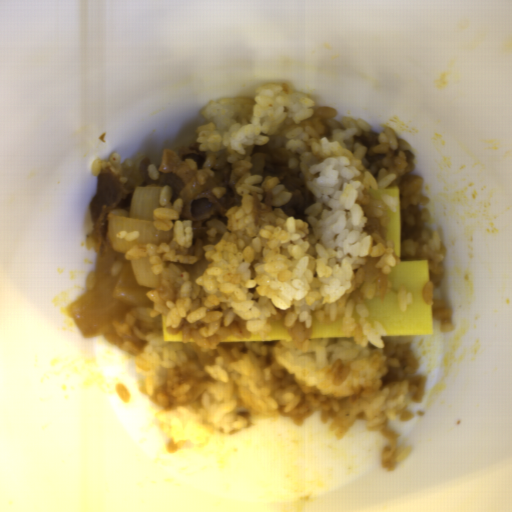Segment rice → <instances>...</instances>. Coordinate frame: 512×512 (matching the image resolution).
I'll return each instance as SVG.
<instances>
[{
  "instance_id": "obj_1",
  "label": "rice",
  "mask_w": 512,
  "mask_h": 512,
  "mask_svg": "<svg viewBox=\"0 0 512 512\" xmlns=\"http://www.w3.org/2000/svg\"><path fill=\"white\" fill-rule=\"evenodd\" d=\"M195 128L204 165L200 184L222 167L240 175L241 206L226 224L208 222L195 244L192 220L172 187L160 188L152 221L172 229L171 245H139L123 259L147 258L159 274L145 296L149 309H133L103 333L106 342L134 357L142 390L157 409L166 451L235 434L259 419L287 418L296 427L315 412L337 440L358 420L387 439L381 467L393 472L411 446L399 444L389 422L413 417L408 405L424 400L427 376L409 336H387L371 326L367 300L384 299L399 259L388 238L397 199L371 191L398 187L414 172L412 144L387 126L368 149L354 135L373 131L362 118L337 121L338 109L317 106L285 84L269 83L255 96L213 100ZM268 144L300 156L315 202L307 219L287 217L280 206L291 193L277 176L249 175L253 146ZM274 195L273 212L253 220L255 190ZM171 201V202H170ZM170 335L162 341L161 315ZM313 319L343 322L345 338H310ZM289 341L267 337L273 322ZM262 341L228 342L229 335Z\"/></svg>"
},
{
  "instance_id": "obj_2",
  "label": "rice",
  "mask_w": 512,
  "mask_h": 512,
  "mask_svg": "<svg viewBox=\"0 0 512 512\" xmlns=\"http://www.w3.org/2000/svg\"><path fill=\"white\" fill-rule=\"evenodd\" d=\"M399 258L403 261L427 260L429 282L424 287L422 296L431 305L432 318L439 322L441 332L446 334L452 331L453 315L447 308L446 301L435 298V291L442 283L446 259V248L438 232L427 229L424 225L419 240H401Z\"/></svg>"
},
{
  "instance_id": "obj_3",
  "label": "rice",
  "mask_w": 512,
  "mask_h": 512,
  "mask_svg": "<svg viewBox=\"0 0 512 512\" xmlns=\"http://www.w3.org/2000/svg\"><path fill=\"white\" fill-rule=\"evenodd\" d=\"M120 161L121 155L116 152L113 153L107 160H101L99 157L92 162L91 173L99 177L101 174L107 172L109 166L113 164L120 165Z\"/></svg>"
},
{
  "instance_id": "obj_4",
  "label": "rice",
  "mask_w": 512,
  "mask_h": 512,
  "mask_svg": "<svg viewBox=\"0 0 512 512\" xmlns=\"http://www.w3.org/2000/svg\"><path fill=\"white\" fill-rule=\"evenodd\" d=\"M396 298L402 313L406 311L407 306L413 305L414 298L404 285L399 286Z\"/></svg>"
},
{
  "instance_id": "obj_5",
  "label": "rice",
  "mask_w": 512,
  "mask_h": 512,
  "mask_svg": "<svg viewBox=\"0 0 512 512\" xmlns=\"http://www.w3.org/2000/svg\"><path fill=\"white\" fill-rule=\"evenodd\" d=\"M140 236V230L135 231H119L115 234V237L118 239L125 238L126 242H131L133 240H136Z\"/></svg>"
},
{
  "instance_id": "obj_6",
  "label": "rice",
  "mask_w": 512,
  "mask_h": 512,
  "mask_svg": "<svg viewBox=\"0 0 512 512\" xmlns=\"http://www.w3.org/2000/svg\"><path fill=\"white\" fill-rule=\"evenodd\" d=\"M116 393L121 398L123 403H127V404L130 403L132 397H131L128 389L122 383H118L117 384V386H116Z\"/></svg>"
},
{
  "instance_id": "obj_7",
  "label": "rice",
  "mask_w": 512,
  "mask_h": 512,
  "mask_svg": "<svg viewBox=\"0 0 512 512\" xmlns=\"http://www.w3.org/2000/svg\"><path fill=\"white\" fill-rule=\"evenodd\" d=\"M97 271H88L85 275V288L86 291L92 290L95 286V278H96Z\"/></svg>"
},
{
  "instance_id": "obj_8",
  "label": "rice",
  "mask_w": 512,
  "mask_h": 512,
  "mask_svg": "<svg viewBox=\"0 0 512 512\" xmlns=\"http://www.w3.org/2000/svg\"><path fill=\"white\" fill-rule=\"evenodd\" d=\"M158 167L156 164H151L149 165L148 167V170H147V173L149 175V177L152 179V180H158V177H159V170H158Z\"/></svg>"
},
{
  "instance_id": "obj_9",
  "label": "rice",
  "mask_w": 512,
  "mask_h": 512,
  "mask_svg": "<svg viewBox=\"0 0 512 512\" xmlns=\"http://www.w3.org/2000/svg\"><path fill=\"white\" fill-rule=\"evenodd\" d=\"M211 191L218 199L221 198L226 192L224 186H214L212 187Z\"/></svg>"
},
{
  "instance_id": "obj_10",
  "label": "rice",
  "mask_w": 512,
  "mask_h": 512,
  "mask_svg": "<svg viewBox=\"0 0 512 512\" xmlns=\"http://www.w3.org/2000/svg\"><path fill=\"white\" fill-rule=\"evenodd\" d=\"M184 161H185V162H186V163H187V164H188L192 169H194V170H197V169H198L197 164H196V162H195V160H194L193 158H189V157H188V158H186Z\"/></svg>"
}]
</instances>
